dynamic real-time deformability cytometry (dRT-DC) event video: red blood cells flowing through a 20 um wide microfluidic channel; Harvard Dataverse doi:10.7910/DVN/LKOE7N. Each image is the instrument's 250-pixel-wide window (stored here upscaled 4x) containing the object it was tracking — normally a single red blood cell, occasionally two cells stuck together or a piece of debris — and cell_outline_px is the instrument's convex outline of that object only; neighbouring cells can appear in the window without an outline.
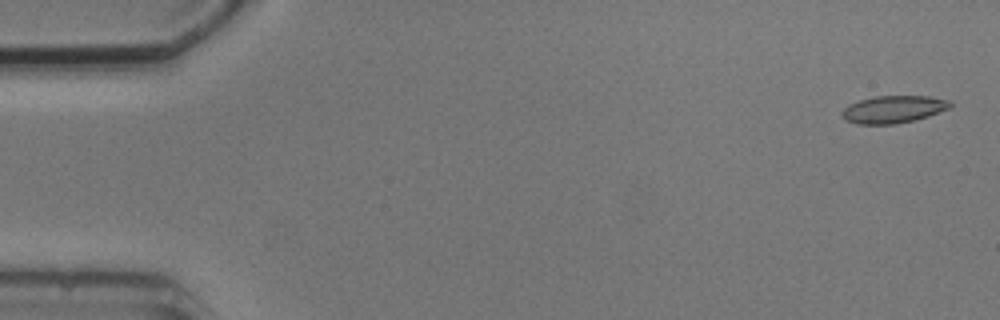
{"species": "common noctule bat (a hibernating species)", "species_latin": "Nyctalus noctula", "temperature_condition": "cold", "stored_images_in_passage": 5, "camera_frame_rate_fps": 3000, "um_per_image_px": 0.085, "animal": {"sex": "male", "body_mass_g": 20.5, "forearm_length_mm": 52.5}, "frame": {"image": 1, "passage_image": 1, "time_ms": 0.0, "image_size_px": [1000, 320], "cell_outline_px": [[952, 104], [948, 108], [928, 116], [896, 124], [856, 124], [848, 120], [840, 112], [848, 104], [860, 100], [876, 96], [928, 96], [948, 100]], "centroid_in_image_um": [75.91, 9.29], "position_along_channel_um": 9.1, "area_um2": 16.99}}
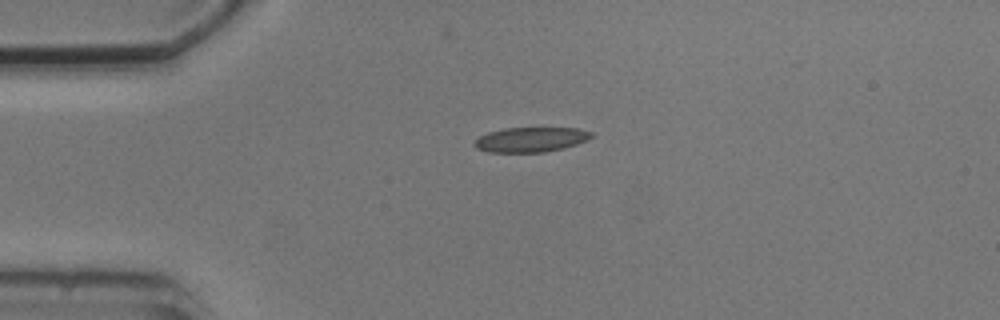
{"frame": {"image": 2, "passage_image": 4, "time_ms": 3.667, "image_size_px": [1000, 320], "cell_outline_px": [[592, 136], [588, 140], [564, 148], [544, 152], [488, 152], [476, 148], [472, 144], [480, 136], [488, 132], [504, 128], [576, 128], [592, 132]], "centroid_in_image_um": [45.1, 11.86], "position_along_channel_um": 39.9, "area_um2": 16.88}}